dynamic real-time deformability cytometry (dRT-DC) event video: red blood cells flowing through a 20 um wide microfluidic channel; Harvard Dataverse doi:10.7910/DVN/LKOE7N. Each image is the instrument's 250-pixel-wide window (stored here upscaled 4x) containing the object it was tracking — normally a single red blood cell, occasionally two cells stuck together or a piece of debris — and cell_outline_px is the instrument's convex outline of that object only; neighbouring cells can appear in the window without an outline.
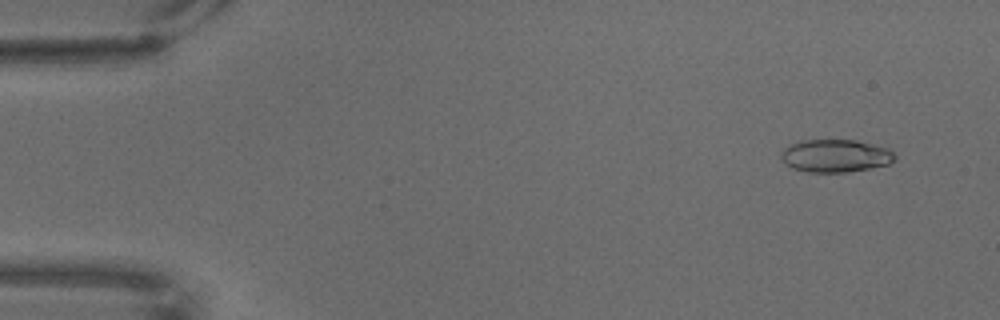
{"species": "common noctule bat (a hibernating species)", "species_latin": "Nyctalus noctula", "temperature_condition": "warm", "stored_images_in_passage": 68, "camera_frame_rate_fps": 3000, "um_per_image_px": 0.085, "animal": {"sex": "male", "body_mass_g": 18.8}, "frame": {"image": 1, "passage_image": 5, "time_ms": 1.333, "image_size_px": [1000, 320], "cell_outline_px": [[896, 156], [888, 164], [848, 172], [808, 172], [792, 168], [780, 156], [780, 152], [784, 148], [800, 140], [856, 140], [888, 148]], "centroid_in_image_um": [70.99, 13.24], "position_along_channel_um": 14.0, "area_um2": 21.5}}
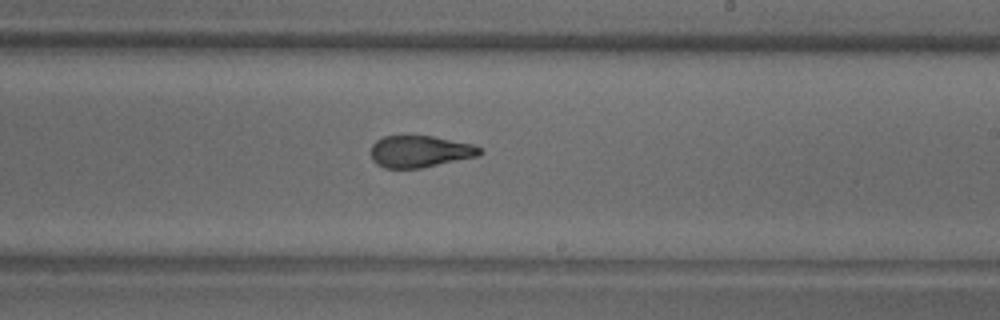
{"frame": {"image": 2, "passage_image": 41, "time_ms": 13.333, "image_size_px": [1000, 320], "cell_outline_px": [[484, 152], [476, 156], [420, 168], [384, 168], [376, 164], [372, 160], [372, 144], [376, 140], [384, 136], [432, 136], [472, 144], [480, 148]], "centroid_in_image_um": [35.66, 12.87], "position_along_channel_um": 253.3, "area_um2": 19.94}}
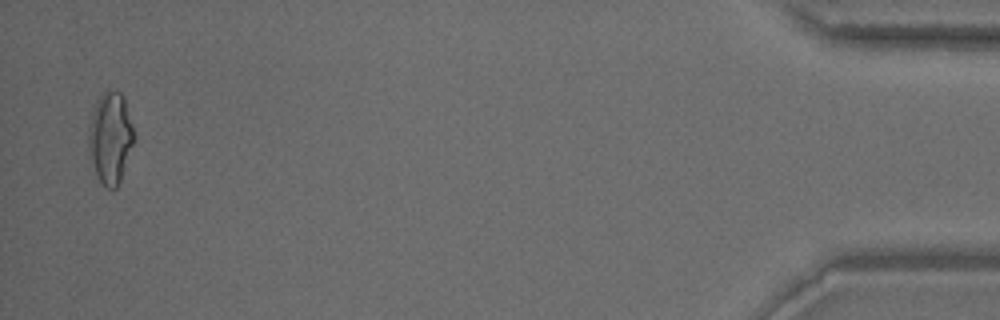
{"frame": {"image": 3, "passage_image": 67, "time_ms": 22.0, "image_size_px": [1000, 320], "cell_outline_px": [[136, 140], [120, 180], [116, 188], [108, 188], [100, 184], [96, 176], [88, 152], [88, 124], [92, 112], [100, 96], [108, 88], [120, 92], [124, 96], [136, 136]], "centroid_in_image_um": [9.39, 11.72], "position_along_channel_um": 425.8, "area_um2": 24.8}}